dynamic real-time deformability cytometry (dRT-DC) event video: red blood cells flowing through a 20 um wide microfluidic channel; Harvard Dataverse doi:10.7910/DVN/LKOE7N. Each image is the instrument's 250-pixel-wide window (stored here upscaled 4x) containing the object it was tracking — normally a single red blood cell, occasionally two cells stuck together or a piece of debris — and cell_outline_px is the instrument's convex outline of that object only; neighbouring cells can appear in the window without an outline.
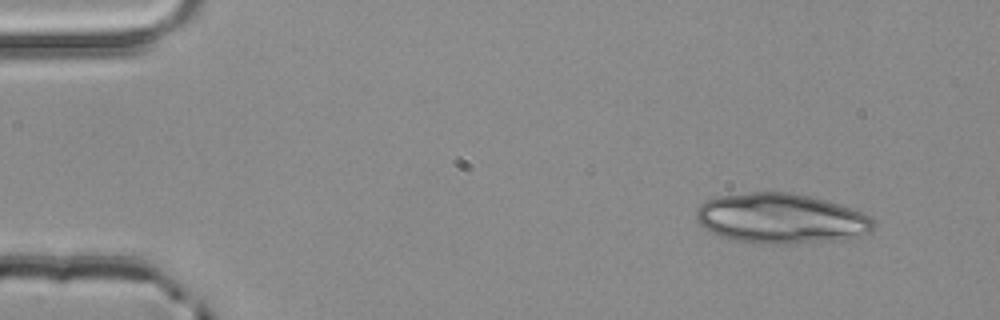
{"species": "common noctule bat (a hibernating species)", "species_latin": "Nyctalus noctula", "temperature_condition": "room temperature", "stored_images_in_passage": 3, "camera_frame_rate_fps": 3000, "um_per_image_px": 0.085, "animal": {"sex": "male", "body_mass_g": 20.4}, "frame": {"image": 1, "passage_image": 1, "time_ms": 0.0, "image_size_px": [1000, 320], "cell_outline_px": [[876, 228], [872, 232], [832, 240], [780, 244], [764, 244], [736, 240], [720, 236], [704, 228], [696, 220], [696, 208], [700, 204], [716, 196], [748, 192], [788, 192], [808, 196], [840, 204], [852, 208], [868, 216], [876, 224]], "centroid_in_image_um": [66.34, 18.56], "position_along_channel_um": 18.7, "area_um2": 51.44}}